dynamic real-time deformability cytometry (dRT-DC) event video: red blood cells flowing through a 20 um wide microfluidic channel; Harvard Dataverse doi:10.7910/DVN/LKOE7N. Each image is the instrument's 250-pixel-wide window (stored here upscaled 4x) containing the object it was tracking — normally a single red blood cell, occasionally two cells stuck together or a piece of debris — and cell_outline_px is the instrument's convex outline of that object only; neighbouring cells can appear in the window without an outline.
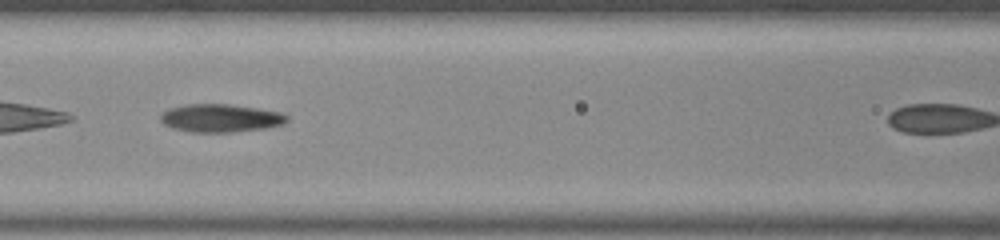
{"species": "common noctule bat (a hibernating species)", "species_latin": "Nyctalus noctula", "temperature_condition": "room temperature", "stored_images_in_passage": 19, "camera_frame_rate_fps": 3000, "um_per_image_px": 0.085, "animal": {"sex": "male", "body_mass_g": 20.0, "forearm_length_mm": 53.3}, "frame": {"image": 1, "passage_image": 9, "time_ms": 2.667, "image_size_px": [1000, 240], "cell_outline_px": [[288, 120], [284, 124], [264, 128], [228, 132], [188, 132], [164, 124], [160, 120], [160, 116], [168, 108], [188, 104], [228, 104], [256, 108], [280, 112], [288, 116]], "centroid_in_image_um": [18.74, 10.03], "position_along_channel_um": 147.9, "area_um2": 20.46}}